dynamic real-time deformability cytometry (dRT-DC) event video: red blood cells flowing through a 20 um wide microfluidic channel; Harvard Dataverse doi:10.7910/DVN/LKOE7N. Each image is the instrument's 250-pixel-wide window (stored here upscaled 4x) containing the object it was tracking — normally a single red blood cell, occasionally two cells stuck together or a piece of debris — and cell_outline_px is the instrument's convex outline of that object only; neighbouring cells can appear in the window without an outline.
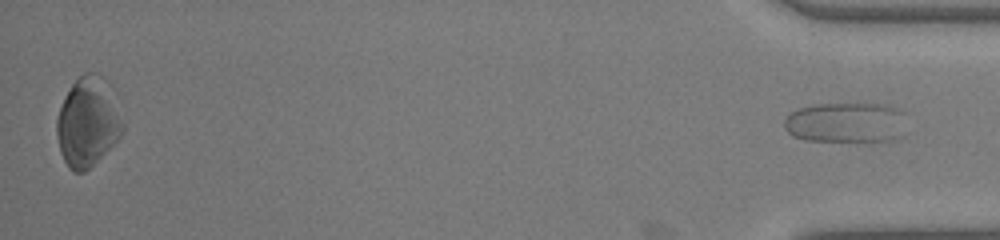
{"species": "common noctule bat (a hibernating species)", "species_latin": "Nyctalus noctula", "temperature_condition": "warm", "stored_images_in_passage": 35, "segment_of_instrument_passage": [2, 2], "camera_frame_rate_fps": 3000, "um_per_image_px": 0.085, "animal": {"sex": "male", "body_mass_g": 19.0, "forearm_length_mm": 50.8}, "frame": {"image": 1, "passage_image": 35, "time_ms": 11.333, "image_size_px": [1000, 240], "cell_outline_px": [[904, 136], [892, 140], [872, 144], [864, 144], [808, 140], [792, 136], [784, 128], [784, 120], [796, 108], [816, 104], [888, 104], [900, 108], [904, 112]], "centroid_in_image_um": [71.98, 10.47], "position_along_channel_um": 363.2, "area_um2": 30.17}}